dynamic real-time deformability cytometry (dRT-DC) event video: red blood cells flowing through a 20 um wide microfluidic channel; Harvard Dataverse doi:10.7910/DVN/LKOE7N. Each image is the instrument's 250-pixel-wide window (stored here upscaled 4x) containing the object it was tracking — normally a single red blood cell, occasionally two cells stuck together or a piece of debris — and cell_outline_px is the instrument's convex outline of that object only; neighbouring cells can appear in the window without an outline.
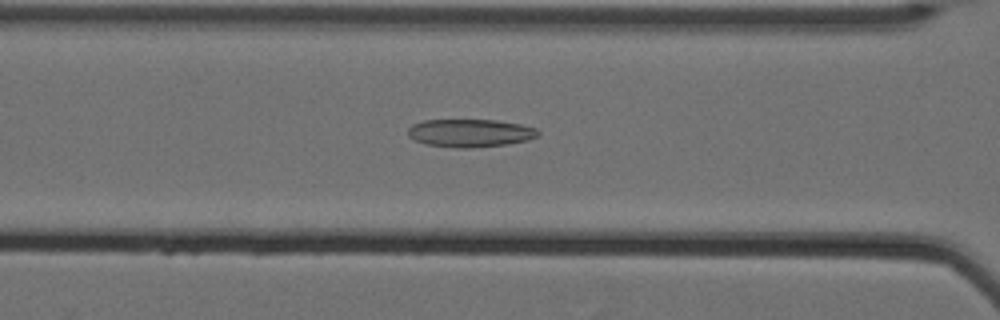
{"species": "Egyptian fruit bat (a non-hibernating species)", "species_latin": "Rousettus aegyptiacus", "temperature_condition": "cold", "stored_images_in_passage": 58, "camera_frame_rate_fps": 3000, "um_per_image_px": 0.085, "animal": {"sex": "female"}, "frame": {"image": 1, "passage_image": 27, "time_ms": 8.667, "image_size_px": [1000, 320], "cell_outline_px": [[540, 132], [536, 136], [528, 140], [508, 144], [468, 148], [460, 148], [424, 144], [408, 136], [408, 128], [412, 124], [424, 120], [496, 120], [520, 124], [536, 128]], "centroid_in_image_um": [39.95, 11.3], "position_along_channel_um": 126.6, "area_um2": 21.15}}
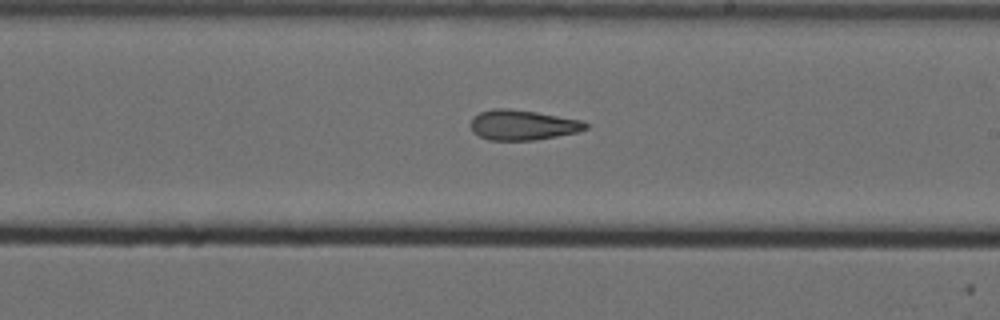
{"frame": {"image": 2, "passage_image": 37, "time_ms": 12.0, "image_size_px": [1000, 320], "cell_outline_px": [[588, 128], [576, 132], [556, 136], [532, 140], [488, 140], [472, 132], [468, 124], [472, 116], [480, 112], [492, 108], [508, 108], [536, 112], [584, 120], [588, 124]], "centroid_in_image_um": [44.37, 10.61], "position_along_channel_um": 244.6, "area_um2": 20.4}}
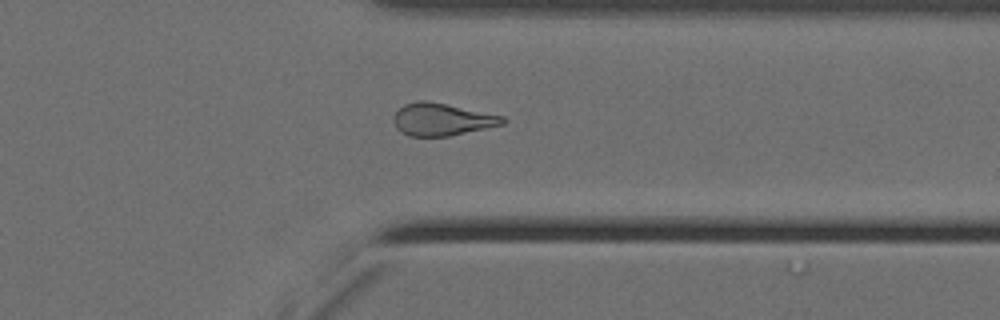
{"frame": {"image": 3, "passage_image": 48, "time_ms": 15.667, "image_size_px": [1000, 320], "cell_outline_px": [[508, 120], [504, 124], [448, 136], [408, 136], [400, 132], [396, 128], [392, 120], [392, 116], [404, 104], [416, 100], [424, 100], [504, 116]], "centroid_in_image_um": [37.52, 10.15], "position_along_channel_um": 373.9, "area_um2": 20.52}, "authors_computed_cell_mechanics": {"area_um2": 21.7906, "velocity_mm_per_s": 3.5221, "shape_relaxation_time_tau1_ms": null, "shape_relaxation_time_tau2_ms": 4.3461, "deformation_change_tau1": null, "deformation_change_tau2": 0.1339}}